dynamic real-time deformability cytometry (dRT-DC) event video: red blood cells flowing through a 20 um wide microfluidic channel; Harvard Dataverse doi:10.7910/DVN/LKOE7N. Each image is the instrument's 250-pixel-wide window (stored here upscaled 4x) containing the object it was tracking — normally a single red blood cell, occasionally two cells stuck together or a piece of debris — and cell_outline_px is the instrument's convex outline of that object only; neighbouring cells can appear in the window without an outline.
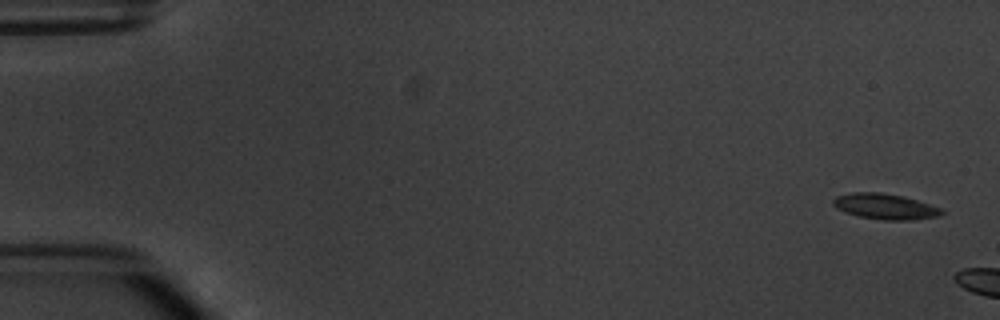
{"species": "common noctule bat (a hibernating species)", "species_latin": "Nyctalus noctula", "temperature_condition": "warm", "stored_images_in_passage": 5, "camera_frame_rate_fps": 3000, "um_per_image_px": 0.085, "animal": {"sex": "male", "body_mass_g": 20.1, "forearm_length_mm": 53.5}, "frame": {"image": 1, "passage_image": 5, "time_ms": 5.667, "image_size_px": [1000, 320], "cell_outline_px": [[944, 212], [936, 216], [916, 220], [884, 220], [860, 216], [836, 208], [832, 204], [832, 200], [836, 196], [852, 192], [880, 192], [904, 196], [940, 208]], "centroid_in_image_um": [75.21, 17.54], "position_along_channel_um": 9.8, "area_um2": 16.01}}